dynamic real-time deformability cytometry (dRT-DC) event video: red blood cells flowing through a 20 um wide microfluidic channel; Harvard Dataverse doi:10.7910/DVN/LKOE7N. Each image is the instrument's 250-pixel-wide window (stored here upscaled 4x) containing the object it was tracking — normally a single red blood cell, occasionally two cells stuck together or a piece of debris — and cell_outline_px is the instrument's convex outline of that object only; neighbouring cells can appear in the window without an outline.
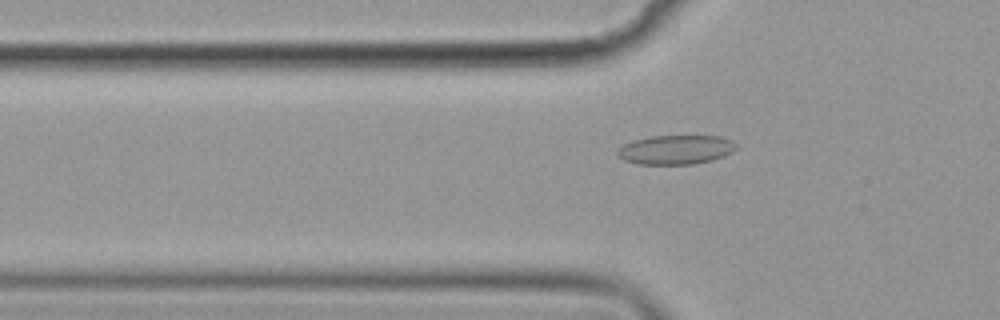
{"species": "common noctule bat (a hibernating species)", "species_latin": "Nyctalus noctula", "temperature_condition": "cold", "stored_images_in_passage": 45, "camera_frame_rate_fps": 3000, "um_per_image_px": 0.085, "animal": {"sex": "female", "body_mass_g": 19.9}, "frame": {"image": 1, "passage_image": 7, "time_ms": 2.0, "image_size_px": [1000, 320], "cell_outline_px": [[736, 148], [732, 152], [724, 156], [712, 160], [692, 164], [636, 164], [624, 160], [616, 156], [616, 152], [624, 144], [632, 140], [652, 136], [720, 136], [732, 140], [736, 144]], "centroid_in_image_um": [57.42, 12.72], "position_along_channel_um": 68.4, "area_um2": 20.29}}
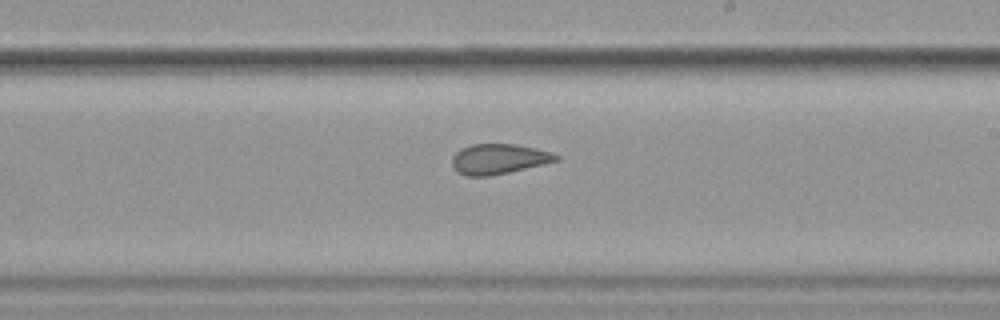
{"frame": {"image": 2, "passage_image": 22, "time_ms": 7.0, "image_size_px": [1000, 320], "cell_outline_px": [[560, 160], [508, 172], [488, 176], [464, 176], [452, 164], [452, 156], [460, 148], [472, 144], [516, 144], [536, 148], [552, 152], [560, 156]], "centroid_in_image_um": [42.41, 13.5], "position_along_channel_um": 246.6, "area_um2": 18.21}}
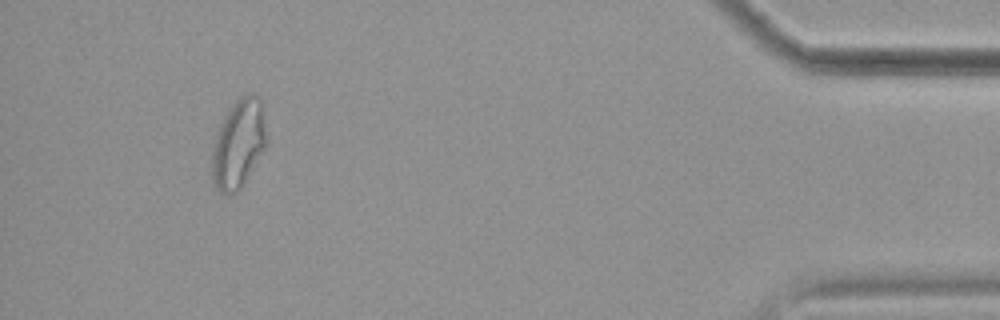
{"frame": {"image": 3, "passage_image": 41, "time_ms": 13.333, "image_size_px": [1000, 320], "cell_outline_px": [[264, 148], [244, 184], [236, 192], [228, 196], [220, 192], [216, 188], [212, 176], [212, 148], [216, 132], [224, 116], [232, 104], [240, 96], [252, 92], [260, 100], [264, 132]], "centroid_in_image_um": [20.21, 12.25], "position_along_channel_um": 415.0, "area_um2": 27.63}, "authors_computed_cell_mechanics": {"area_um2": 20.1722, "velocity_mm_per_s": 3.5913, "shape_relaxation_time_tau1_ms": null, "shape_relaxation_time_tau2_ms": 2.0304, "deformation_change_tau1": null, "deformation_change_tau2": 0.0769}}